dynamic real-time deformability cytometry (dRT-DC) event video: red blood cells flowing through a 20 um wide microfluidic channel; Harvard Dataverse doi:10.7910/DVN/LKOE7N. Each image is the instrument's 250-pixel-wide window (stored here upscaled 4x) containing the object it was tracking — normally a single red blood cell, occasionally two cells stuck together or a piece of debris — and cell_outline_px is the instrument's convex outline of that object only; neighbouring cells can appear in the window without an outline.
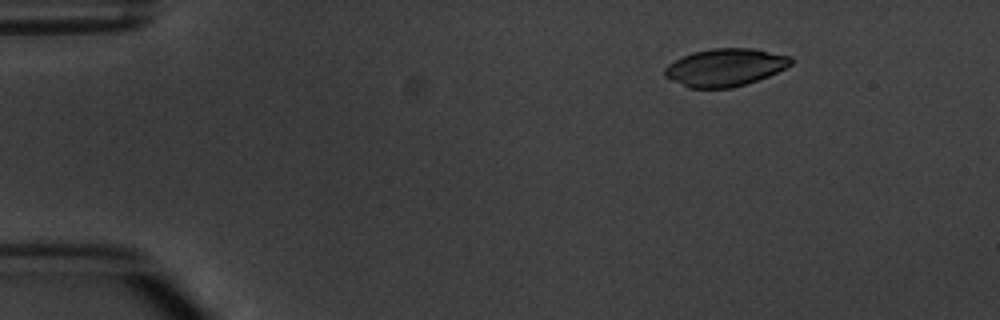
{"species": "common noctule bat (a hibernating species)", "species_latin": "Nyctalus noctula", "temperature_condition": "warm", "stored_images_in_passage": 3, "camera_frame_rate_fps": 3000, "um_per_image_px": 0.085, "animal": {"sex": "male", "body_mass_g": 20.1, "forearm_length_mm": 53.5}, "frame": {"image": 1, "passage_image": 1, "time_ms": 0.0, "image_size_px": [1000, 320], "cell_outline_px": [[792, 64], [768, 76], [732, 88], [688, 88], [664, 76], [664, 68], [668, 64], [692, 52], [712, 48], [752, 48], [792, 56]], "centroid_in_image_um": [61.63, 5.72], "position_along_channel_um": 23.4, "area_um2": 27.57}}